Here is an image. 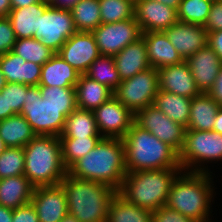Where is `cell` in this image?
Instances as JSON below:
<instances>
[{"label": "cell", "mask_w": 222, "mask_h": 222, "mask_svg": "<svg viewBox=\"0 0 222 222\" xmlns=\"http://www.w3.org/2000/svg\"><path fill=\"white\" fill-rule=\"evenodd\" d=\"M101 23H115L134 18L135 4L130 0H98Z\"/></svg>", "instance_id": "37"}, {"label": "cell", "mask_w": 222, "mask_h": 222, "mask_svg": "<svg viewBox=\"0 0 222 222\" xmlns=\"http://www.w3.org/2000/svg\"><path fill=\"white\" fill-rule=\"evenodd\" d=\"M12 52L26 61L38 65H43L55 54L51 49L45 47L39 39L33 37L17 39Z\"/></svg>", "instance_id": "35"}, {"label": "cell", "mask_w": 222, "mask_h": 222, "mask_svg": "<svg viewBox=\"0 0 222 222\" xmlns=\"http://www.w3.org/2000/svg\"><path fill=\"white\" fill-rule=\"evenodd\" d=\"M17 38L8 17H0V55L13 50Z\"/></svg>", "instance_id": "41"}, {"label": "cell", "mask_w": 222, "mask_h": 222, "mask_svg": "<svg viewBox=\"0 0 222 222\" xmlns=\"http://www.w3.org/2000/svg\"><path fill=\"white\" fill-rule=\"evenodd\" d=\"M11 9V0H0V17H8Z\"/></svg>", "instance_id": "51"}, {"label": "cell", "mask_w": 222, "mask_h": 222, "mask_svg": "<svg viewBox=\"0 0 222 222\" xmlns=\"http://www.w3.org/2000/svg\"><path fill=\"white\" fill-rule=\"evenodd\" d=\"M31 203L39 222H59L68 214L66 194L60 184L34 187Z\"/></svg>", "instance_id": "15"}, {"label": "cell", "mask_w": 222, "mask_h": 222, "mask_svg": "<svg viewBox=\"0 0 222 222\" xmlns=\"http://www.w3.org/2000/svg\"><path fill=\"white\" fill-rule=\"evenodd\" d=\"M107 222H152V211L129 203L116 193L109 203Z\"/></svg>", "instance_id": "31"}, {"label": "cell", "mask_w": 222, "mask_h": 222, "mask_svg": "<svg viewBox=\"0 0 222 222\" xmlns=\"http://www.w3.org/2000/svg\"><path fill=\"white\" fill-rule=\"evenodd\" d=\"M122 139L127 172L181 169L179 153L135 122Z\"/></svg>", "instance_id": "3"}, {"label": "cell", "mask_w": 222, "mask_h": 222, "mask_svg": "<svg viewBox=\"0 0 222 222\" xmlns=\"http://www.w3.org/2000/svg\"><path fill=\"white\" fill-rule=\"evenodd\" d=\"M152 222H196V221L164 205L152 212Z\"/></svg>", "instance_id": "42"}, {"label": "cell", "mask_w": 222, "mask_h": 222, "mask_svg": "<svg viewBox=\"0 0 222 222\" xmlns=\"http://www.w3.org/2000/svg\"><path fill=\"white\" fill-rule=\"evenodd\" d=\"M212 131L222 134V107L217 111Z\"/></svg>", "instance_id": "52"}, {"label": "cell", "mask_w": 222, "mask_h": 222, "mask_svg": "<svg viewBox=\"0 0 222 222\" xmlns=\"http://www.w3.org/2000/svg\"><path fill=\"white\" fill-rule=\"evenodd\" d=\"M214 161H222V134L214 131L186 130L183 148L179 152L181 169L188 172L212 173L208 164L216 163Z\"/></svg>", "instance_id": "8"}, {"label": "cell", "mask_w": 222, "mask_h": 222, "mask_svg": "<svg viewBox=\"0 0 222 222\" xmlns=\"http://www.w3.org/2000/svg\"><path fill=\"white\" fill-rule=\"evenodd\" d=\"M57 53L80 74L101 55L93 33L86 31H77Z\"/></svg>", "instance_id": "14"}, {"label": "cell", "mask_w": 222, "mask_h": 222, "mask_svg": "<svg viewBox=\"0 0 222 222\" xmlns=\"http://www.w3.org/2000/svg\"><path fill=\"white\" fill-rule=\"evenodd\" d=\"M203 27L206 29L207 33L222 30V0L213 2Z\"/></svg>", "instance_id": "43"}, {"label": "cell", "mask_w": 222, "mask_h": 222, "mask_svg": "<svg viewBox=\"0 0 222 222\" xmlns=\"http://www.w3.org/2000/svg\"><path fill=\"white\" fill-rule=\"evenodd\" d=\"M67 174L101 182L118 191L127 174L123 139L103 137L95 148L67 169Z\"/></svg>", "instance_id": "1"}, {"label": "cell", "mask_w": 222, "mask_h": 222, "mask_svg": "<svg viewBox=\"0 0 222 222\" xmlns=\"http://www.w3.org/2000/svg\"><path fill=\"white\" fill-rule=\"evenodd\" d=\"M60 138L102 137L93 111L76 108L66 119Z\"/></svg>", "instance_id": "30"}, {"label": "cell", "mask_w": 222, "mask_h": 222, "mask_svg": "<svg viewBox=\"0 0 222 222\" xmlns=\"http://www.w3.org/2000/svg\"><path fill=\"white\" fill-rule=\"evenodd\" d=\"M155 1L161 2L164 5H167V6L171 7V8L176 9V10L178 9L179 4L181 2V0H155Z\"/></svg>", "instance_id": "53"}, {"label": "cell", "mask_w": 222, "mask_h": 222, "mask_svg": "<svg viewBox=\"0 0 222 222\" xmlns=\"http://www.w3.org/2000/svg\"><path fill=\"white\" fill-rule=\"evenodd\" d=\"M30 87V85L7 83L4 87L6 89L7 110H13L16 114H20L27 90Z\"/></svg>", "instance_id": "40"}, {"label": "cell", "mask_w": 222, "mask_h": 222, "mask_svg": "<svg viewBox=\"0 0 222 222\" xmlns=\"http://www.w3.org/2000/svg\"><path fill=\"white\" fill-rule=\"evenodd\" d=\"M24 150L20 147H6L0 155V179L24 175Z\"/></svg>", "instance_id": "38"}, {"label": "cell", "mask_w": 222, "mask_h": 222, "mask_svg": "<svg viewBox=\"0 0 222 222\" xmlns=\"http://www.w3.org/2000/svg\"><path fill=\"white\" fill-rule=\"evenodd\" d=\"M39 1L40 0H11V7L12 9L23 8L38 3Z\"/></svg>", "instance_id": "50"}, {"label": "cell", "mask_w": 222, "mask_h": 222, "mask_svg": "<svg viewBox=\"0 0 222 222\" xmlns=\"http://www.w3.org/2000/svg\"><path fill=\"white\" fill-rule=\"evenodd\" d=\"M13 209L0 206V222H12Z\"/></svg>", "instance_id": "49"}, {"label": "cell", "mask_w": 222, "mask_h": 222, "mask_svg": "<svg viewBox=\"0 0 222 222\" xmlns=\"http://www.w3.org/2000/svg\"><path fill=\"white\" fill-rule=\"evenodd\" d=\"M77 108L94 111L113 96L107 86L81 74L75 86Z\"/></svg>", "instance_id": "27"}, {"label": "cell", "mask_w": 222, "mask_h": 222, "mask_svg": "<svg viewBox=\"0 0 222 222\" xmlns=\"http://www.w3.org/2000/svg\"><path fill=\"white\" fill-rule=\"evenodd\" d=\"M85 75L107 86L112 91L121 83L113 56L100 55L92 62Z\"/></svg>", "instance_id": "33"}, {"label": "cell", "mask_w": 222, "mask_h": 222, "mask_svg": "<svg viewBox=\"0 0 222 222\" xmlns=\"http://www.w3.org/2000/svg\"><path fill=\"white\" fill-rule=\"evenodd\" d=\"M159 90L194 98L201 92L196 87L190 67L186 61L158 69Z\"/></svg>", "instance_id": "19"}, {"label": "cell", "mask_w": 222, "mask_h": 222, "mask_svg": "<svg viewBox=\"0 0 222 222\" xmlns=\"http://www.w3.org/2000/svg\"><path fill=\"white\" fill-rule=\"evenodd\" d=\"M113 58L121 81L130 79L135 74L151 67L143 38L127 45L122 51L114 55Z\"/></svg>", "instance_id": "22"}, {"label": "cell", "mask_w": 222, "mask_h": 222, "mask_svg": "<svg viewBox=\"0 0 222 222\" xmlns=\"http://www.w3.org/2000/svg\"><path fill=\"white\" fill-rule=\"evenodd\" d=\"M182 169L127 172L117 193L127 202L155 211L167 202L171 185Z\"/></svg>", "instance_id": "6"}, {"label": "cell", "mask_w": 222, "mask_h": 222, "mask_svg": "<svg viewBox=\"0 0 222 222\" xmlns=\"http://www.w3.org/2000/svg\"><path fill=\"white\" fill-rule=\"evenodd\" d=\"M158 92V70L150 67L121 81L113 91V96L135 115L152 105Z\"/></svg>", "instance_id": "9"}, {"label": "cell", "mask_w": 222, "mask_h": 222, "mask_svg": "<svg viewBox=\"0 0 222 222\" xmlns=\"http://www.w3.org/2000/svg\"><path fill=\"white\" fill-rule=\"evenodd\" d=\"M76 32L77 29L70 10L49 6L43 15L39 16V29L33 38L39 39L45 47L57 53Z\"/></svg>", "instance_id": "10"}, {"label": "cell", "mask_w": 222, "mask_h": 222, "mask_svg": "<svg viewBox=\"0 0 222 222\" xmlns=\"http://www.w3.org/2000/svg\"><path fill=\"white\" fill-rule=\"evenodd\" d=\"M98 0H79L70 9L77 31L92 32L101 24Z\"/></svg>", "instance_id": "32"}, {"label": "cell", "mask_w": 222, "mask_h": 222, "mask_svg": "<svg viewBox=\"0 0 222 222\" xmlns=\"http://www.w3.org/2000/svg\"><path fill=\"white\" fill-rule=\"evenodd\" d=\"M12 222H39L32 203H27L13 209Z\"/></svg>", "instance_id": "44"}, {"label": "cell", "mask_w": 222, "mask_h": 222, "mask_svg": "<svg viewBox=\"0 0 222 222\" xmlns=\"http://www.w3.org/2000/svg\"><path fill=\"white\" fill-rule=\"evenodd\" d=\"M49 6L48 1L40 0L27 7L11 9L8 18L16 38H32L39 29V16H42Z\"/></svg>", "instance_id": "24"}, {"label": "cell", "mask_w": 222, "mask_h": 222, "mask_svg": "<svg viewBox=\"0 0 222 222\" xmlns=\"http://www.w3.org/2000/svg\"><path fill=\"white\" fill-rule=\"evenodd\" d=\"M206 1H209V2H215V1H217V0H206Z\"/></svg>", "instance_id": "58"}, {"label": "cell", "mask_w": 222, "mask_h": 222, "mask_svg": "<svg viewBox=\"0 0 222 222\" xmlns=\"http://www.w3.org/2000/svg\"><path fill=\"white\" fill-rule=\"evenodd\" d=\"M191 98L159 90L153 105L172 121L187 128L190 118Z\"/></svg>", "instance_id": "29"}, {"label": "cell", "mask_w": 222, "mask_h": 222, "mask_svg": "<svg viewBox=\"0 0 222 222\" xmlns=\"http://www.w3.org/2000/svg\"><path fill=\"white\" fill-rule=\"evenodd\" d=\"M42 98L54 106H77L75 87L39 86Z\"/></svg>", "instance_id": "39"}, {"label": "cell", "mask_w": 222, "mask_h": 222, "mask_svg": "<svg viewBox=\"0 0 222 222\" xmlns=\"http://www.w3.org/2000/svg\"><path fill=\"white\" fill-rule=\"evenodd\" d=\"M59 184L65 191L70 215L79 222H107L109 203L116 190L101 182L68 174Z\"/></svg>", "instance_id": "4"}, {"label": "cell", "mask_w": 222, "mask_h": 222, "mask_svg": "<svg viewBox=\"0 0 222 222\" xmlns=\"http://www.w3.org/2000/svg\"><path fill=\"white\" fill-rule=\"evenodd\" d=\"M80 75L58 53H55L41 67L39 86L75 87Z\"/></svg>", "instance_id": "23"}, {"label": "cell", "mask_w": 222, "mask_h": 222, "mask_svg": "<svg viewBox=\"0 0 222 222\" xmlns=\"http://www.w3.org/2000/svg\"><path fill=\"white\" fill-rule=\"evenodd\" d=\"M16 115L13 110H7L6 89L0 91V120Z\"/></svg>", "instance_id": "47"}, {"label": "cell", "mask_w": 222, "mask_h": 222, "mask_svg": "<svg viewBox=\"0 0 222 222\" xmlns=\"http://www.w3.org/2000/svg\"><path fill=\"white\" fill-rule=\"evenodd\" d=\"M35 136L23 115L16 114L0 120V137L6 147L24 148Z\"/></svg>", "instance_id": "28"}, {"label": "cell", "mask_w": 222, "mask_h": 222, "mask_svg": "<svg viewBox=\"0 0 222 222\" xmlns=\"http://www.w3.org/2000/svg\"><path fill=\"white\" fill-rule=\"evenodd\" d=\"M102 137L122 139L132 123L134 114L114 96L93 111Z\"/></svg>", "instance_id": "13"}, {"label": "cell", "mask_w": 222, "mask_h": 222, "mask_svg": "<svg viewBox=\"0 0 222 222\" xmlns=\"http://www.w3.org/2000/svg\"><path fill=\"white\" fill-rule=\"evenodd\" d=\"M103 137L60 138L62 160L68 169L77 160L96 147Z\"/></svg>", "instance_id": "34"}, {"label": "cell", "mask_w": 222, "mask_h": 222, "mask_svg": "<svg viewBox=\"0 0 222 222\" xmlns=\"http://www.w3.org/2000/svg\"><path fill=\"white\" fill-rule=\"evenodd\" d=\"M34 186L25 175L0 179V206L16 209L31 202Z\"/></svg>", "instance_id": "25"}, {"label": "cell", "mask_w": 222, "mask_h": 222, "mask_svg": "<svg viewBox=\"0 0 222 222\" xmlns=\"http://www.w3.org/2000/svg\"><path fill=\"white\" fill-rule=\"evenodd\" d=\"M59 222H79L74 216L70 215L69 213L61 219Z\"/></svg>", "instance_id": "54"}, {"label": "cell", "mask_w": 222, "mask_h": 222, "mask_svg": "<svg viewBox=\"0 0 222 222\" xmlns=\"http://www.w3.org/2000/svg\"><path fill=\"white\" fill-rule=\"evenodd\" d=\"M134 18L143 33L164 31L178 21L176 9L155 0L136 2Z\"/></svg>", "instance_id": "16"}, {"label": "cell", "mask_w": 222, "mask_h": 222, "mask_svg": "<svg viewBox=\"0 0 222 222\" xmlns=\"http://www.w3.org/2000/svg\"><path fill=\"white\" fill-rule=\"evenodd\" d=\"M211 174L182 170L171 185L165 205L196 222H212L211 202L216 193Z\"/></svg>", "instance_id": "2"}, {"label": "cell", "mask_w": 222, "mask_h": 222, "mask_svg": "<svg viewBox=\"0 0 222 222\" xmlns=\"http://www.w3.org/2000/svg\"><path fill=\"white\" fill-rule=\"evenodd\" d=\"M7 82L5 76L2 74L0 69V91L6 86Z\"/></svg>", "instance_id": "55"}, {"label": "cell", "mask_w": 222, "mask_h": 222, "mask_svg": "<svg viewBox=\"0 0 222 222\" xmlns=\"http://www.w3.org/2000/svg\"><path fill=\"white\" fill-rule=\"evenodd\" d=\"M42 65L29 62L12 51L0 55V69L7 83L39 86Z\"/></svg>", "instance_id": "20"}, {"label": "cell", "mask_w": 222, "mask_h": 222, "mask_svg": "<svg viewBox=\"0 0 222 222\" xmlns=\"http://www.w3.org/2000/svg\"><path fill=\"white\" fill-rule=\"evenodd\" d=\"M207 44L222 60V30L209 32Z\"/></svg>", "instance_id": "45"}, {"label": "cell", "mask_w": 222, "mask_h": 222, "mask_svg": "<svg viewBox=\"0 0 222 222\" xmlns=\"http://www.w3.org/2000/svg\"><path fill=\"white\" fill-rule=\"evenodd\" d=\"M23 150L24 175L34 187L59 185L67 174L60 137L36 135Z\"/></svg>", "instance_id": "5"}, {"label": "cell", "mask_w": 222, "mask_h": 222, "mask_svg": "<svg viewBox=\"0 0 222 222\" xmlns=\"http://www.w3.org/2000/svg\"><path fill=\"white\" fill-rule=\"evenodd\" d=\"M76 108L77 106H54L42 98L39 86H31L27 90L20 115L24 116L36 135L59 137L66 117Z\"/></svg>", "instance_id": "7"}, {"label": "cell", "mask_w": 222, "mask_h": 222, "mask_svg": "<svg viewBox=\"0 0 222 222\" xmlns=\"http://www.w3.org/2000/svg\"><path fill=\"white\" fill-rule=\"evenodd\" d=\"M134 122L141 128L148 130L156 138L169 144L178 153L183 148L186 127L172 121L155 105L140 110L134 115Z\"/></svg>", "instance_id": "12"}, {"label": "cell", "mask_w": 222, "mask_h": 222, "mask_svg": "<svg viewBox=\"0 0 222 222\" xmlns=\"http://www.w3.org/2000/svg\"><path fill=\"white\" fill-rule=\"evenodd\" d=\"M142 38L146 44L151 67L158 70L184 61L163 31L145 32L142 33Z\"/></svg>", "instance_id": "21"}, {"label": "cell", "mask_w": 222, "mask_h": 222, "mask_svg": "<svg viewBox=\"0 0 222 222\" xmlns=\"http://www.w3.org/2000/svg\"><path fill=\"white\" fill-rule=\"evenodd\" d=\"M163 32L184 61L204 48L208 41L206 29L196 24L177 21Z\"/></svg>", "instance_id": "17"}, {"label": "cell", "mask_w": 222, "mask_h": 222, "mask_svg": "<svg viewBox=\"0 0 222 222\" xmlns=\"http://www.w3.org/2000/svg\"><path fill=\"white\" fill-rule=\"evenodd\" d=\"M208 94L218 102L220 107H222V67L215 80V84L213 85L212 89L208 92Z\"/></svg>", "instance_id": "46"}, {"label": "cell", "mask_w": 222, "mask_h": 222, "mask_svg": "<svg viewBox=\"0 0 222 222\" xmlns=\"http://www.w3.org/2000/svg\"><path fill=\"white\" fill-rule=\"evenodd\" d=\"M130 1H132V2L135 4V3L138 2L139 0H130Z\"/></svg>", "instance_id": "57"}, {"label": "cell", "mask_w": 222, "mask_h": 222, "mask_svg": "<svg viewBox=\"0 0 222 222\" xmlns=\"http://www.w3.org/2000/svg\"><path fill=\"white\" fill-rule=\"evenodd\" d=\"M6 146L4 145L3 140L0 137V155L4 152Z\"/></svg>", "instance_id": "56"}, {"label": "cell", "mask_w": 222, "mask_h": 222, "mask_svg": "<svg viewBox=\"0 0 222 222\" xmlns=\"http://www.w3.org/2000/svg\"><path fill=\"white\" fill-rule=\"evenodd\" d=\"M220 105L208 93L192 98L187 130L212 131Z\"/></svg>", "instance_id": "26"}, {"label": "cell", "mask_w": 222, "mask_h": 222, "mask_svg": "<svg viewBox=\"0 0 222 222\" xmlns=\"http://www.w3.org/2000/svg\"><path fill=\"white\" fill-rule=\"evenodd\" d=\"M79 0H48L51 7L70 10Z\"/></svg>", "instance_id": "48"}, {"label": "cell", "mask_w": 222, "mask_h": 222, "mask_svg": "<svg viewBox=\"0 0 222 222\" xmlns=\"http://www.w3.org/2000/svg\"><path fill=\"white\" fill-rule=\"evenodd\" d=\"M186 62L195 79L196 87L201 93H208L215 84L222 67V60L207 44L191 55Z\"/></svg>", "instance_id": "18"}, {"label": "cell", "mask_w": 222, "mask_h": 222, "mask_svg": "<svg viewBox=\"0 0 222 222\" xmlns=\"http://www.w3.org/2000/svg\"><path fill=\"white\" fill-rule=\"evenodd\" d=\"M213 2L181 0L177 9L178 21L204 26Z\"/></svg>", "instance_id": "36"}, {"label": "cell", "mask_w": 222, "mask_h": 222, "mask_svg": "<svg viewBox=\"0 0 222 222\" xmlns=\"http://www.w3.org/2000/svg\"><path fill=\"white\" fill-rule=\"evenodd\" d=\"M101 55L114 56L127 45L142 38V30L135 18L115 23H101L92 31Z\"/></svg>", "instance_id": "11"}]
</instances>
